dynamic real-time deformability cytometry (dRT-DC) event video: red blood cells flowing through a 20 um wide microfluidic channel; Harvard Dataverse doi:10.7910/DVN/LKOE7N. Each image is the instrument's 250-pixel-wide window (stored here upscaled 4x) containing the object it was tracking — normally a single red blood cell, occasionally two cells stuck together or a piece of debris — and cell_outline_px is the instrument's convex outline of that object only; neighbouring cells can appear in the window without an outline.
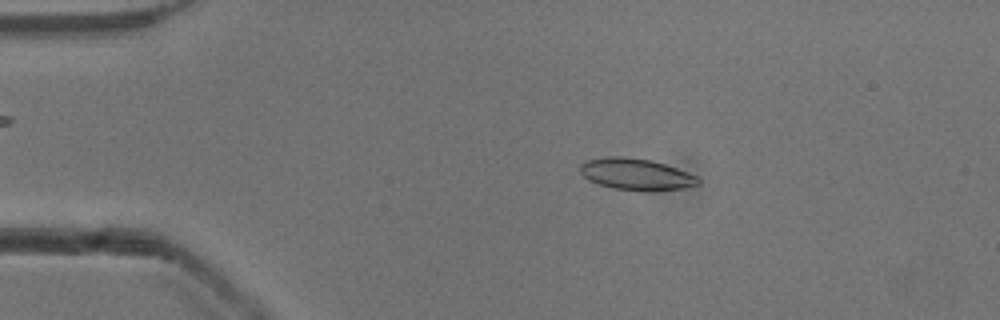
{"species": "common noctule bat (a hibernating species)", "species_latin": "Nyctalus noctula", "temperature_condition": "cold", "stored_images_in_passage": 43, "camera_frame_rate_fps": 3000, "um_per_image_px": 0.085, "animal": {"sex": "male", "body_mass_g": 13.3}, "frame": {"image": 1, "passage_image": 1, "time_ms": 0.0, "image_size_px": [1000, 320], "cell_outline_px": [[700, 184], [684, 188], [612, 188], [588, 180], [580, 172], [580, 164], [584, 160], [608, 156], [624, 156], [652, 160], [676, 168], [696, 176], [700, 180]], "centroid_in_image_um": [54.0, 14.75], "position_along_channel_um": 31.0, "area_um2": 20.87}}
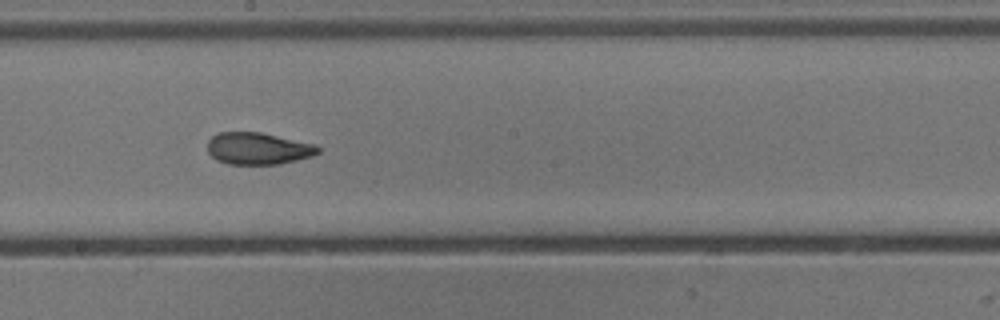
{"frame": {"image": 2, "passage_image": 20, "time_ms": 6.333, "image_size_px": [1000, 320], "cell_outline_px": [[320, 152], [312, 156], [280, 164], [228, 164], [216, 160], [208, 152], [208, 140], [212, 136], [220, 132], [260, 132], [316, 144], [320, 148]], "centroid_in_image_um": [21.94, 12.62], "position_along_channel_um": 226.3, "area_um2": 20.63}}
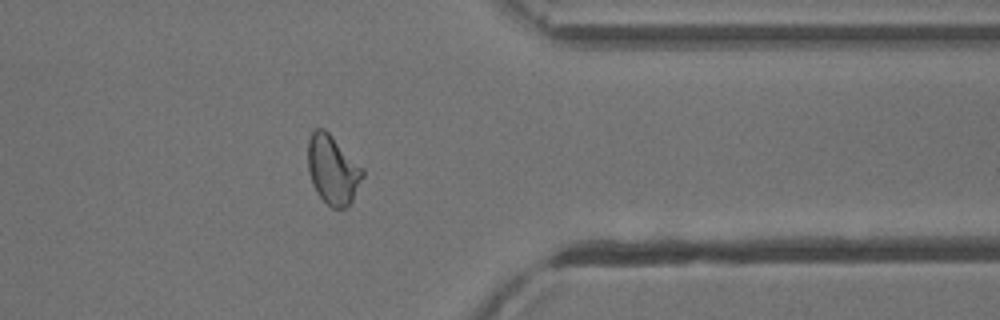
{"frame": {"image": 3, "passage_image": 33, "time_ms": 10.667, "image_size_px": [1000, 320], "cell_outline_px": [[364, 176], [352, 200], [344, 208], [332, 208], [316, 192], [312, 184], [308, 172], [308, 140], [312, 132], [316, 128], [324, 128], [364, 168]], "centroid_in_image_um": [28.28, 14.42], "position_along_channel_um": 383.1, "area_um2": 21.96}, "authors_computed_cell_mechanics": {"area_um2": 21.3282, "velocity_mm_per_s": 3.8958, "shape_relaxation_time_tau1_ms": 9.5763, "shape_relaxation_time_tau2_ms": 2.2997, "deformation_change_tau1": 0.1864, "deformation_change_tau2": 0.0822}}